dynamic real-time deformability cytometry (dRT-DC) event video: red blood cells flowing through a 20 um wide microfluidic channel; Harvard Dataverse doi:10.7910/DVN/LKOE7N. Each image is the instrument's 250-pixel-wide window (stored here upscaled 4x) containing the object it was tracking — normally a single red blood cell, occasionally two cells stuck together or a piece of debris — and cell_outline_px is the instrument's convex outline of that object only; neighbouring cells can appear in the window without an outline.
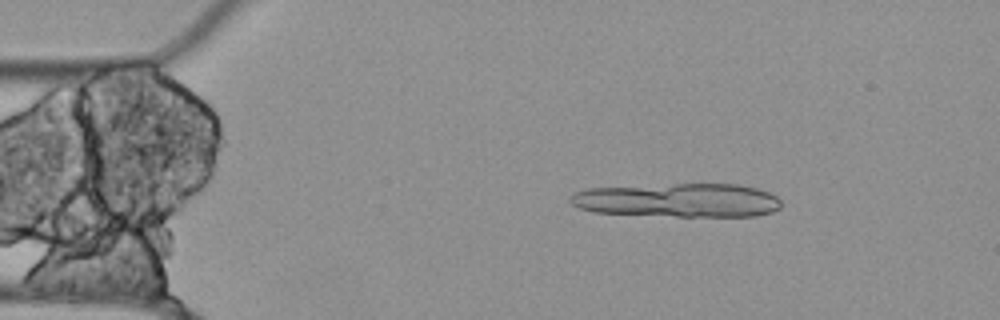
{"species": "Egyptian fruit bat (a non-hibernating species)", "species_latin": "Rousettus aegyptiacus", "temperature_condition": "cold", "stored_images_in_passage": 14, "camera_frame_rate_fps": 3000, "um_per_image_px": 0.085, "animal": {"sex": "female"}, "frame": {"image": 1, "passage_image": 8, "time_ms": 2.333, "image_size_px": [1000, 320], "cell_outline_px": [[780, 208], [772, 212], [756, 216], [676, 216], [596, 212], [580, 208], [572, 204], [568, 200], [568, 196], [572, 192], [588, 188], [676, 184], [740, 184], [756, 188], [768, 192], [776, 196], [780, 200]], "centroid_in_image_um": [57.63, 17.01], "position_along_channel_um": 27.4, "area_um2": 41.62}}